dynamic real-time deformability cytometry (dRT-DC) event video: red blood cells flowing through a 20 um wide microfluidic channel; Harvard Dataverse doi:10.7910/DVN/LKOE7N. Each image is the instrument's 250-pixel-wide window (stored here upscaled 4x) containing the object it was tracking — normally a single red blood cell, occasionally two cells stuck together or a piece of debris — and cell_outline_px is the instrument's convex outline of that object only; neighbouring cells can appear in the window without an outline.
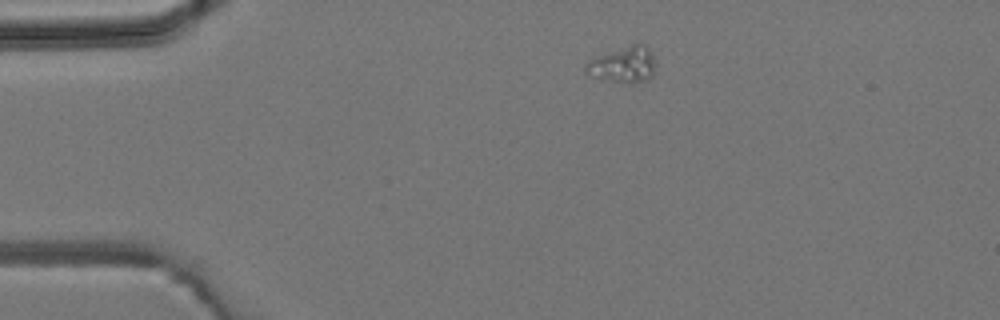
{"species": "common noctule bat (a hibernating species)", "species_latin": "Nyctalus noctula", "temperature_condition": "room temperature", "stored_images_in_passage": 4, "camera_frame_rate_fps": 3000, "um_per_image_px": 0.085, "animal": {"sex": "male", "body_mass_g": 19.2, "forearm_length_mm": 51.8}, "frame": {"image": 1, "passage_image": 4, "time_ms": 3.333, "image_size_px": [1000, 320], "cell_outline_px": [[656, 64], [652, 76], [648, 80], [612, 80], [592, 76], [584, 72], [584, 64], [588, 60], [632, 44], [644, 44], [648, 48]], "centroid_in_image_um": [52.96, 5.46], "position_along_channel_um": 32.0, "area_um2": 13.93}}